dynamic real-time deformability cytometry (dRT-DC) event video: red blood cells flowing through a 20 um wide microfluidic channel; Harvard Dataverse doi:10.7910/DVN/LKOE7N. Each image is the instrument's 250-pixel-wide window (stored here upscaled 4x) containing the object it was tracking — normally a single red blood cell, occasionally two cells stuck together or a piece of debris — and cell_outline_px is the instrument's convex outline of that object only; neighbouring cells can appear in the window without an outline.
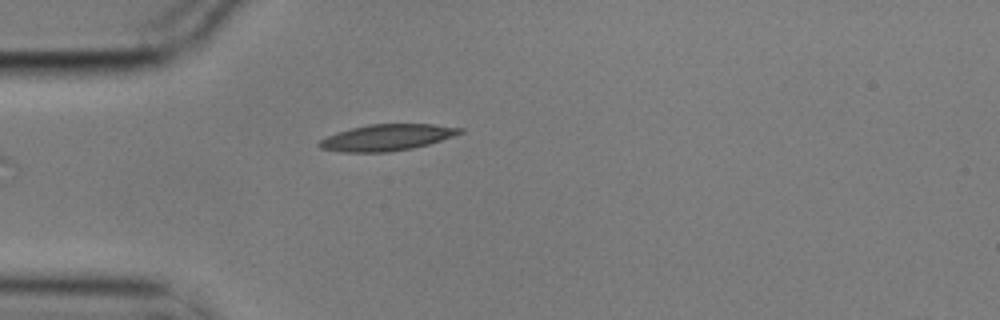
{"species": "common noctule bat (a hibernating species)", "species_latin": "Nyctalus noctula", "temperature_condition": "cold", "stored_images_in_passage": 7, "segment_of_instrument_passage": [2, 2], "camera_frame_rate_fps": 3000, "um_per_image_px": 0.085, "animal": {"sex": "male", "body_mass_g": 17.9}, "frame": {"image": 1, "passage_image": 7, "time_ms": 2.0, "image_size_px": [1000, 320], "cell_outline_px": [[464, 132], [428, 144], [412, 148], [388, 152], [344, 152], [320, 148], [316, 144], [320, 140], [336, 132], [368, 124], [432, 124], [464, 128]], "centroid_in_image_um": [32.87, 11.68], "position_along_channel_um": 52.1, "area_um2": 21.44}}